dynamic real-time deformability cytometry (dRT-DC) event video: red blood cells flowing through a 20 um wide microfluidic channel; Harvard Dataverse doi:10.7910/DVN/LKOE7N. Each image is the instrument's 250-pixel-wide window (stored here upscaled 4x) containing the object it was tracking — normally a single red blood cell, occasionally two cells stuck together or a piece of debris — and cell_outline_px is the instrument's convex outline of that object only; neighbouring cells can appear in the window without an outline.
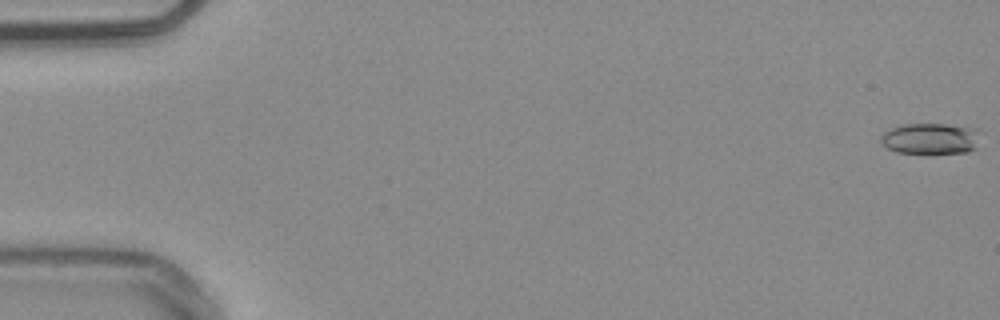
{"species": "common noctule bat (a hibernating species)", "species_latin": "Nyctalus noctula", "temperature_condition": "warm", "stored_images_in_passage": 55, "camera_frame_rate_fps": 3000, "um_per_image_px": 0.085, "animal": {"sex": "male", "body_mass_g": 20.4}, "frame": {"image": 1, "passage_image": 1, "time_ms": 0.0, "image_size_px": [1000, 320], "cell_outline_px": [[984, 132], [976, 148], [968, 152], [896, 152], [880, 144], [880, 136], [884, 132], [892, 128], [904, 124], [944, 124], [976, 128]], "centroid_in_image_um": [79.16, 11.76], "position_along_channel_um": 5.8, "area_um2": 18.15}}
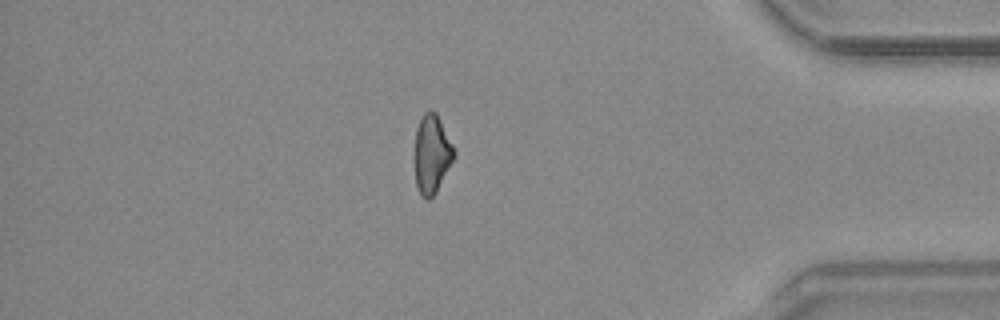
{"frame": {"image": 2, "passage_image": 47, "time_ms": 15.333, "image_size_px": [1000, 320], "cell_outline_px": [[456, 156], [436, 192], [428, 200], [424, 200], [420, 196], [416, 184], [416, 128], [424, 112], [432, 108], [436, 112], [456, 152]], "centroid_in_image_um": [36.72, 13.1], "position_along_channel_um": 398.5, "area_um2": 17.92}}
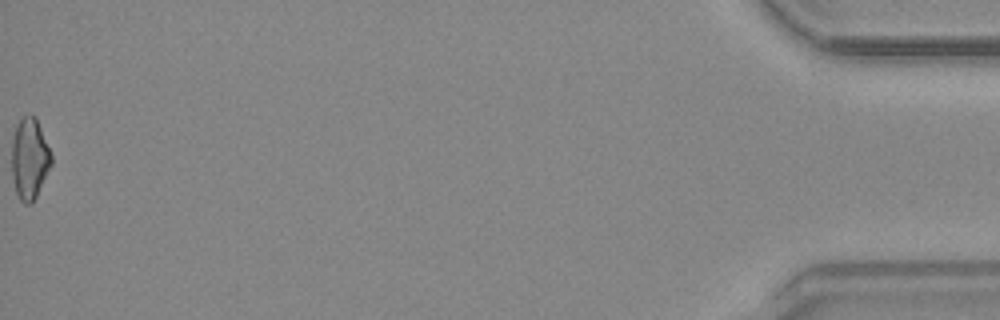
{"frame": {"image": 3, "passage_image": 55, "time_ms": 18.0, "image_size_px": [1000, 320], "cell_outline_px": [[52, 164], [32, 204], [24, 204], [20, 200], [16, 192], [12, 176], [12, 140], [16, 124], [24, 116], [36, 116], [52, 156]], "centroid_in_image_um": [2.51, 13.5], "position_along_channel_um": 432.7, "area_um2": 18.67}, "authors_computed_cell_mechanics": {"area_um2": 18.5538, "velocity_mm_per_s": 3.8175, "shape_relaxation_time_tau1_ms": null, "shape_relaxation_time_tau2_ms": 2.8626, "deformation_change_tau1": null, "deformation_change_tau2": 0.1028}}